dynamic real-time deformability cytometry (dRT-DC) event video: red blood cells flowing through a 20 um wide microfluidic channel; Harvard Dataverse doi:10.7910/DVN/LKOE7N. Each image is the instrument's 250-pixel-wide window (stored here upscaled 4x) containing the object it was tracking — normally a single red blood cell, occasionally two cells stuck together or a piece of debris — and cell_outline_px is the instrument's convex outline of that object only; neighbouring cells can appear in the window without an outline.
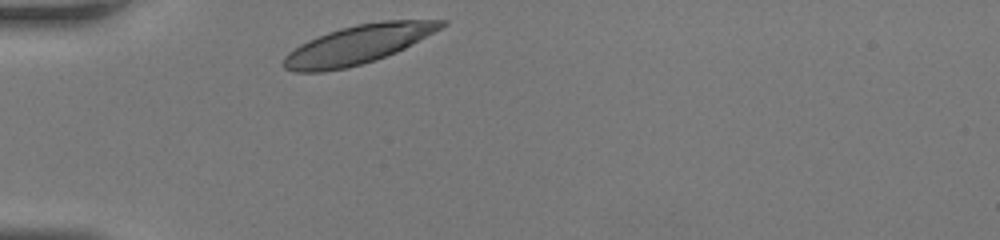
{"species": "human", "species_latin": "Homo sapiens", "temperature_condition": "room temperature", "stored_images_in_passage": 24, "camera_frame_rate_fps": 3000, "um_per_image_px": 0.085, "donor": {"sex": "female"}, "frame": {"image": 1, "passage_image": 1, "time_ms": 0.0, "image_size_px": [1000, 240], "cell_outline_px": [[448, 24], [412, 44], [396, 52], [376, 60], [344, 68], [324, 72], [296, 72], [284, 68], [284, 56], [288, 52], [300, 44], [308, 40], [328, 32], [340, 28], [356, 24], [384, 20], [448, 20]], "centroid_in_image_um": [30.42, 3.78], "position_along_channel_um": 54.6, "area_um2": 35.37}}
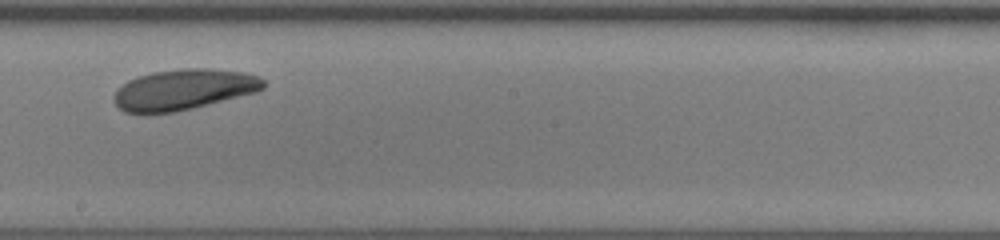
{"frame": {"image": 2, "passage_image": 14, "time_ms": 4.333, "image_size_px": [1000, 240], "cell_outline_px": [[264, 88], [256, 92], [176, 112], [124, 112], [112, 100], [112, 96], [116, 88], [128, 80], [136, 76], [152, 72], [180, 68], [208, 68], [244, 72], [256, 76], [264, 80]], "centroid_in_image_um": [15.57, 7.59], "position_along_channel_um": 232.6, "area_um2": 35.37}}
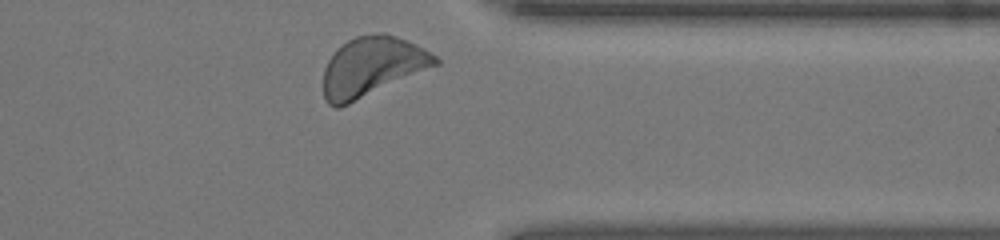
{"frame": {"image": 3, "passage_image": 24, "time_ms": 7.667, "image_size_px": [1000, 240], "cell_outline_px": [[440, 64], [340, 108], [336, 108], [328, 104], [324, 96], [324, 68], [328, 60], [336, 48], [348, 40], [356, 36], [380, 32], [384, 32], [396, 36], [416, 44], [424, 48], [436, 56], [440, 60]], "centroid_in_image_um": [31.63, 5.66], "position_along_channel_um": 379.8, "area_um2": 38.9}}